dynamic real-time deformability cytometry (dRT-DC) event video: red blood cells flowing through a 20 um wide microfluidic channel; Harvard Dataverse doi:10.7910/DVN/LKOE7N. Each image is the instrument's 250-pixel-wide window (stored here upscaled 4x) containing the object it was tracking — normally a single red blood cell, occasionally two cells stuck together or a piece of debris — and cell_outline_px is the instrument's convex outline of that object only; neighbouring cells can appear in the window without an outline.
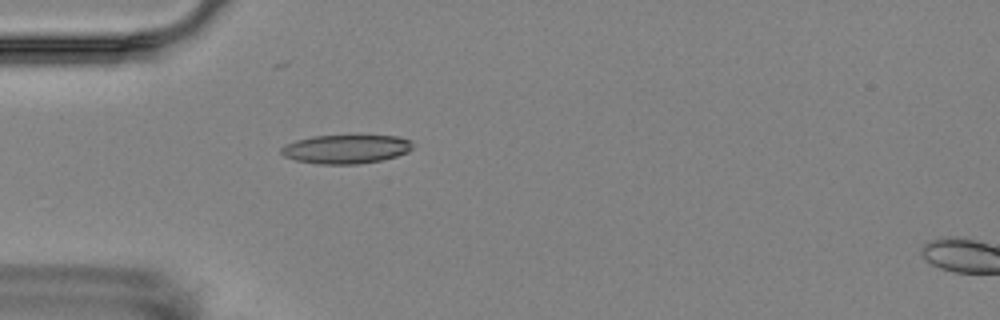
{"species": "Egyptian fruit bat (a non-hibernating species)", "species_latin": "Rousettus aegyptiacus", "temperature_condition": "room temperature", "stored_images_in_passage": 2, "camera_frame_rate_fps": 3000, "um_per_image_px": 0.085, "animal": {"sex": "female"}, "frame": {"image": 1, "passage_image": 1, "time_ms": 0.0, "image_size_px": [1000, 320], "cell_outline_px": [[412, 148], [408, 152], [396, 156], [380, 160], [356, 164], [320, 164], [296, 160], [284, 156], [280, 152], [280, 148], [296, 140], [312, 136], [360, 132], [396, 136], [412, 140]], "centroid_in_image_um": [29.46, 12.61], "position_along_channel_um": 55.5, "area_um2": 23.06}}